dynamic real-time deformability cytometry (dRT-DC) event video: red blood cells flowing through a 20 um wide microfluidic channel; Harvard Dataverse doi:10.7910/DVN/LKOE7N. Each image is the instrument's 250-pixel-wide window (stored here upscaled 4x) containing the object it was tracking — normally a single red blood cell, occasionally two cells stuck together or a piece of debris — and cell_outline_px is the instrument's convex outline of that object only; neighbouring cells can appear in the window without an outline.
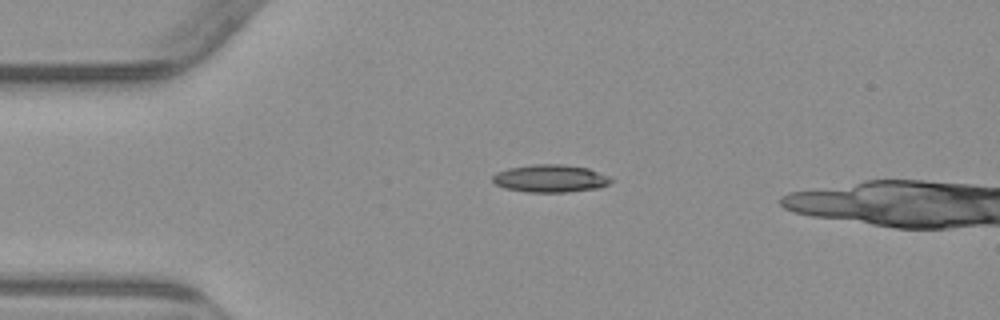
{"species": "common noctule bat (a hibernating species)", "species_latin": "Nyctalus noctula", "temperature_condition": "warm", "stored_images_in_passage": 3, "camera_frame_rate_fps": 3000, "um_per_image_px": 0.085, "animal": {"sex": "male", "body_mass_g": 23.1, "forearm_length_mm": 52.7}, "frame": {"image": 1, "passage_image": 3, "time_ms": 2.333, "image_size_px": [1000, 320], "cell_outline_px": [[612, 180], [608, 184], [600, 188], [568, 192], [524, 192], [504, 188], [496, 184], [492, 180], [492, 176], [496, 172], [508, 168], [532, 164], [564, 164], [588, 168], [608, 176]], "centroid_in_image_um": [46.75, 15.17], "position_along_channel_um": 38.2, "area_um2": 19.19}}